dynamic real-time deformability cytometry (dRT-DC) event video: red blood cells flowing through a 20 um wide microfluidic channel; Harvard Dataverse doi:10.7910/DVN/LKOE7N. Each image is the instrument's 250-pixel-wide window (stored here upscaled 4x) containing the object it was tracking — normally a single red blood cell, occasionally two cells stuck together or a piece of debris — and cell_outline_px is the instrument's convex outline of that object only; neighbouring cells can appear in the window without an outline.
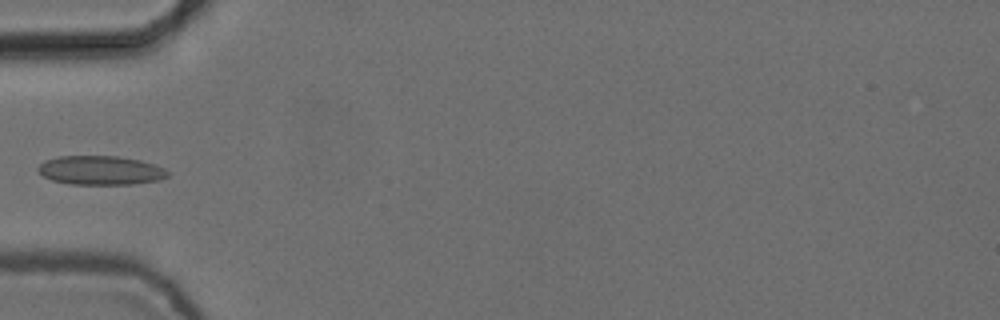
{"species": "common noctule bat (a hibernating species)", "species_latin": "Nyctalus noctula", "temperature_condition": "cold", "stored_images_in_passage": 3, "camera_frame_rate_fps": 3000, "um_per_image_px": 0.085, "animal": {"sex": "female", "body_mass_g": 24.6, "forearm_length_mm": 56.2}, "frame": {"image": 1, "passage_image": 3, "time_ms": 0.667, "image_size_px": [1000, 320], "cell_outline_px": [[168, 176], [160, 180], [132, 184], [72, 184], [52, 180], [44, 176], [36, 168], [44, 160], [60, 156], [116, 156], [140, 160], [164, 168], [168, 172]], "centroid_in_image_um": [8.54, 14.47], "position_along_channel_um": 76.5, "area_um2": 21.79}}